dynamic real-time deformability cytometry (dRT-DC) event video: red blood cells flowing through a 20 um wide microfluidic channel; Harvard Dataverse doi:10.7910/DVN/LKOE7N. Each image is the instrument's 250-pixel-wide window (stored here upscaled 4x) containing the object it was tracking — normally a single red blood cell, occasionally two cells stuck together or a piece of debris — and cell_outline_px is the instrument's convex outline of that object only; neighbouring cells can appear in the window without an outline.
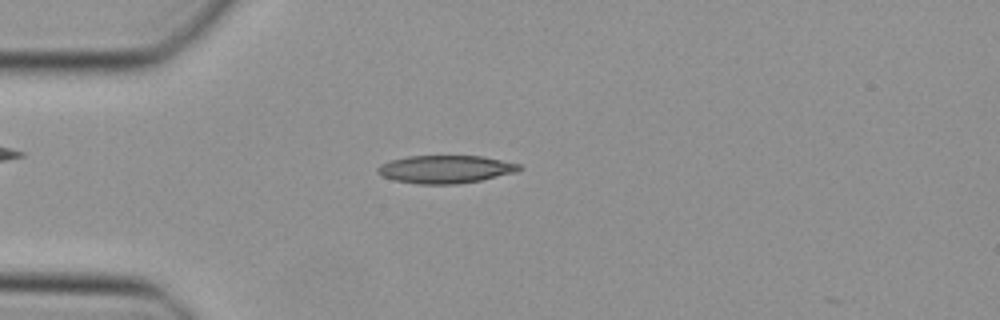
{"species": "Egyptian fruit bat (a non-hibernating species)", "species_latin": "Rousettus aegyptiacus", "temperature_condition": "cold", "stored_images_in_passage": 6, "camera_frame_rate_fps": 3000, "um_per_image_px": 0.085, "animal": {"sex": "female"}, "frame": {"image": 1, "passage_image": 4, "time_ms": 1.0, "image_size_px": [1000, 320], "cell_outline_px": [[524, 168], [516, 172], [480, 180], [456, 184], [420, 184], [396, 180], [384, 176], [376, 172], [376, 168], [380, 164], [392, 160], [408, 156], [480, 156], [520, 164]], "centroid_in_image_um": [37.87, 14.38], "position_along_channel_um": 47.1, "area_um2": 22.77}}